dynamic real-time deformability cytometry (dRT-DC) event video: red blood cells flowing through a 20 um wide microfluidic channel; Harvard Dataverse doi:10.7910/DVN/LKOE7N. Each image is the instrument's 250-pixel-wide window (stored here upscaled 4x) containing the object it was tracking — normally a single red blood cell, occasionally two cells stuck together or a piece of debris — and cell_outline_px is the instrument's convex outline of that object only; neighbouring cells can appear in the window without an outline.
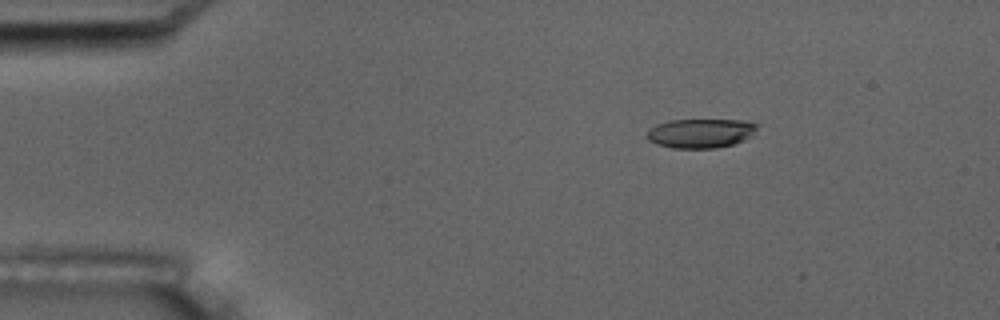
{"species": "common noctule bat (a hibernating species)", "species_latin": "Nyctalus noctula", "temperature_condition": "room temperature", "stored_images_in_passage": 5, "camera_frame_rate_fps": 3000, "um_per_image_px": 0.085, "animal": {"sex": "male", "body_mass_g": 17.5, "forearm_length_mm": 52.3}, "frame": {"image": 1, "passage_image": 2, "time_ms": 1.333, "image_size_px": [1000, 320], "cell_outline_px": [[760, 124], [744, 140], [732, 144], [716, 148], [672, 148], [656, 144], [648, 140], [644, 136], [656, 124], [668, 120], [744, 120]], "centroid_in_image_um": [59.51, 11.32], "position_along_channel_um": 25.5, "area_um2": 18.73}}
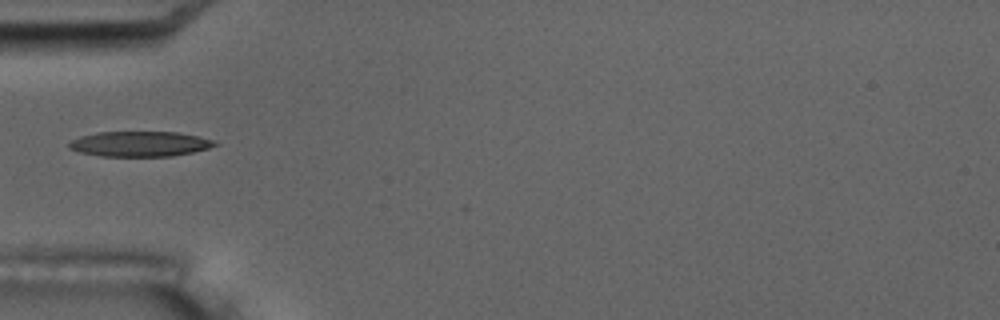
{"frame": {"image": 2, "passage_image": 5, "time_ms": 4.667, "image_size_px": [1000, 320], "cell_outline_px": [[220, 144], [208, 148], [192, 152], [172, 156], [100, 156], [80, 152], [68, 148], [68, 144], [72, 140], [80, 136], [96, 132], [180, 132], [200, 136], [216, 140]], "centroid_in_image_um": [11.92, 12.22], "position_along_channel_um": 73.1, "area_um2": 21.56}}